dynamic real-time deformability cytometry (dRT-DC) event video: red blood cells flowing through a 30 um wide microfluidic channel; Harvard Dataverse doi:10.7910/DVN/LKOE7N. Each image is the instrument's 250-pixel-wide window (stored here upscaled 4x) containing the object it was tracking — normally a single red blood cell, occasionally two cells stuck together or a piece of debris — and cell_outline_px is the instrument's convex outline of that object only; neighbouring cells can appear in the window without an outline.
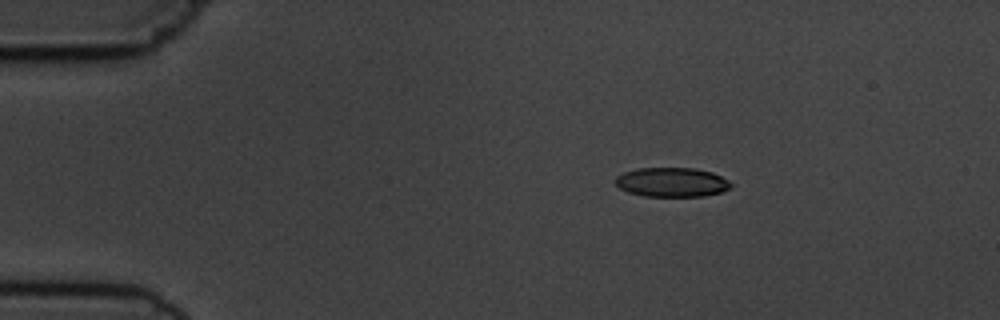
{"species": "common noctule bat (a hibernating species)", "species_latin": "Nyctalus noctula", "temperature_condition": "cold", "stored_images_in_passage": 3, "camera_frame_rate_fps": 3000, "um_per_image_px": 0.085, "animal": {"sex": "male", "body_mass_g": 19.5, "forearm_length_mm": 54.6}, "frame": {"image": 1, "passage_image": 1, "time_ms": 0.0, "image_size_px": [1000, 320], "cell_outline_px": [[732, 188], [720, 192], [704, 196], [644, 196], [628, 192], [620, 188], [616, 184], [616, 176], [624, 172], [640, 168], [696, 168], [712, 172], [728, 180], [732, 184]], "centroid_in_image_um": [57.12, 15.49], "position_along_channel_um": 27.9, "area_um2": 19.71}}
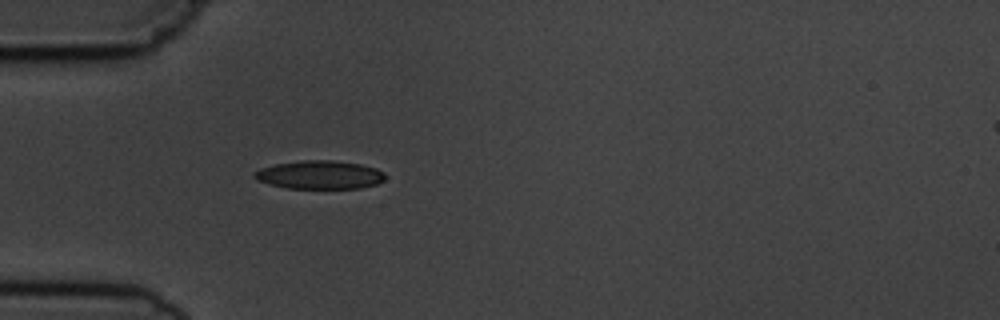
{"frame": {"image": 2, "passage_image": 3, "time_ms": 2.333, "image_size_px": [1000, 320], "cell_outline_px": [[384, 180], [376, 184], [360, 188], [288, 188], [268, 184], [256, 180], [252, 176], [252, 172], [260, 168], [276, 164], [304, 160], [332, 160], [360, 164], [376, 168], [384, 172]], "centroid_in_image_um": [27.13, 14.86], "position_along_channel_um": 57.9, "area_um2": 21.68}}